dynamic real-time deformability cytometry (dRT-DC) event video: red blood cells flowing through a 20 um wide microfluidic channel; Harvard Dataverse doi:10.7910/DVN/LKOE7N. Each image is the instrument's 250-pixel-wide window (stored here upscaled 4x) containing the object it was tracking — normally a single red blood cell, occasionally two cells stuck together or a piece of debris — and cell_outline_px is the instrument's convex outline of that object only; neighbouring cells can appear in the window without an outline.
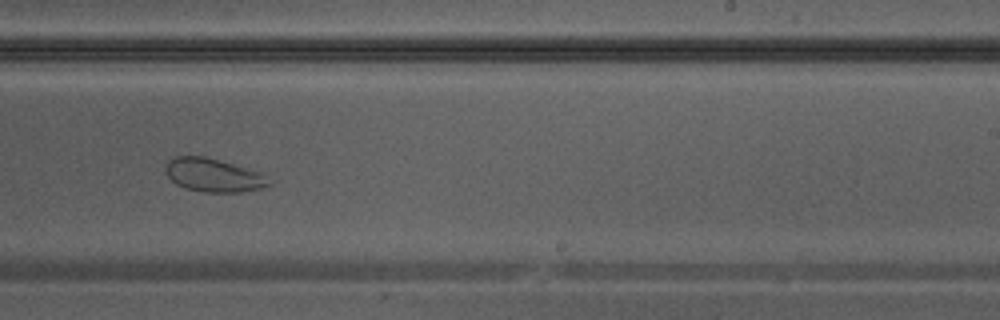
{"species": "Egyptian fruit bat (a non-hibernating species)", "species_latin": "Rousettus aegyptiacus", "temperature_condition": "warm", "stored_images_in_passage": 29, "camera_frame_rate_fps": 3000, "um_per_image_px": 0.085, "animal": {"sex": "male"}, "frame": {"image": 1, "passage_image": 13, "time_ms": 4.0, "image_size_px": [1000, 320], "cell_outline_px": [[276, 180], [272, 184], [260, 188], [240, 192], [204, 192], [184, 188], [176, 184], [168, 176], [164, 168], [168, 160], [172, 156], [204, 156], [260, 172]], "centroid_in_image_um": [18.16, 14.89], "position_along_channel_um": 270.8, "area_um2": 20.29}}